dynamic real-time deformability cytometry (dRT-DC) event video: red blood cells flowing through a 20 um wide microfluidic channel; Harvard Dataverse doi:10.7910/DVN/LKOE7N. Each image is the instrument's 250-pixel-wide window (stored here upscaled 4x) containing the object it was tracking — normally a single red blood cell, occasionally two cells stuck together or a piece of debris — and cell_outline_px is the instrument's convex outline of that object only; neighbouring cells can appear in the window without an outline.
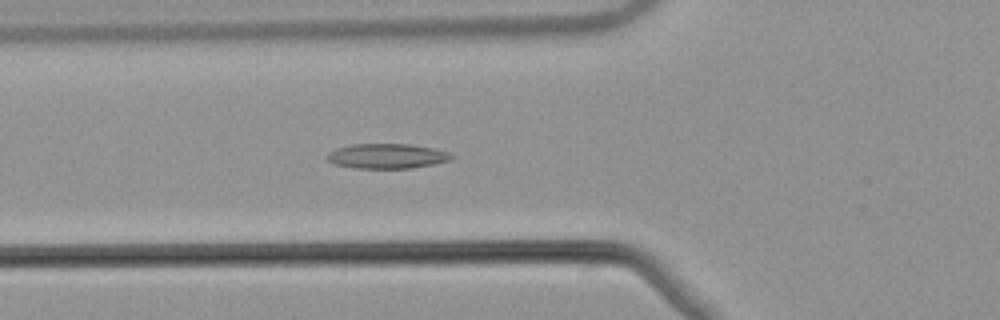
{"species": "common noctule bat (a hibernating species)", "species_latin": "Nyctalus noctula", "temperature_condition": "warm", "stored_images_in_passage": 44, "camera_frame_rate_fps": 3000, "um_per_image_px": 0.085, "animal": {"sex": "male", "body_mass_g": 21.5, "forearm_length_mm": 52.0}, "frame": {"image": 1, "passage_image": 11, "time_ms": 3.333, "image_size_px": [1000, 320], "cell_outline_px": [[456, 156], [448, 160], [432, 164], [412, 168], [356, 168], [332, 164], [324, 156], [328, 152], [336, 148], [352, 144], [408, 144], [432, 148], [448, 152]], "centroid_in_image_um": [32.83, 13.26], "position_along_channel_um": 93.0, "area_um2": 18.03}}
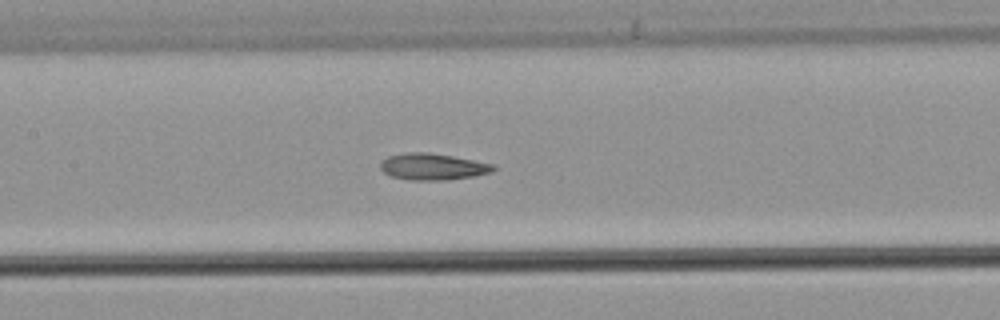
{"frame": {"image": 2, "passage_image": 17, "time_ms": 5.333, "image_size_px": [1000, 320], "cell_outline_px": [[496, 168], [492, 172], [476, 176], [448, 180], [412, 180], [392, 176], [384, 172], [380, 168], [380, 164], [388, 156], [404, 152], [428, 152], [452, 156], [492, 164]], "centroid_in_image_um": [36.79, 14.17], "position_along_channel_um": 170.6, "area_um2": 17.4}}
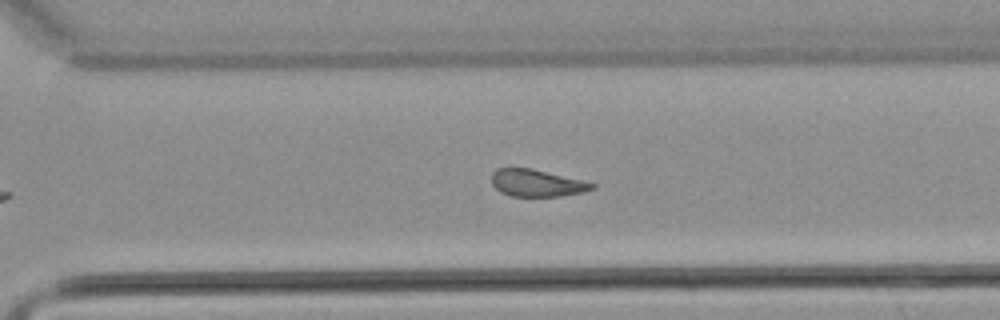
{"frame": {"image": 3, "passage_image": 29, "time_ms": 9.333, "image_size_px": [1000, 320], "cell_outline_px": [[596, 188], [584, 192], [560, 196], [512, 196], [500, 192], [492, 184], [492, 172], [496, 168], [532, 168], [596, 184]], "centroid_in_image_um": [45.61, 15.56], "position_along_channel_um": 325.0, "area_um2": 15.78}, "authors_computed_cell_mechanics": {"area_um2": 17.3689, "velocity_mm_per_s": 3.8701, "shape_relaxation_time_tau1_ms": null, "shape_relaxation_time_tau2_ms": 3.8019, "deformation_change_tau1": null, "deformation_change_tau2": 0.1293}}